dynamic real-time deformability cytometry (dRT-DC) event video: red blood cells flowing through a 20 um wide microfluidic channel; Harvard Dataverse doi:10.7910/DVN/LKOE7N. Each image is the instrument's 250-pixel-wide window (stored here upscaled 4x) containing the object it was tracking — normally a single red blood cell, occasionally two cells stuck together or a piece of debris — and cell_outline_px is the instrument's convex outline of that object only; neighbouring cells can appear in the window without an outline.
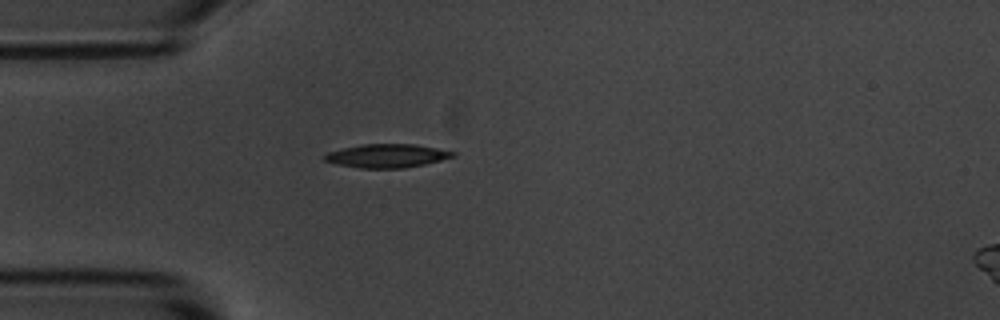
{"species": "common noctule bat (a hibernating species)", "species_latin": "Nyctalus noctula", "temperature_condition": "room temperature", "stored_images_in_passage": 5, "camera_frame_rate_fps": 3000, "um_per_image_px": 0.085, "animal": {"sex": "male", "body_mass_g": 20.1, "forearm_length_mm": 53.5}, "frame": {"image": 1, "passage_image": 5, "time_ms": 1.333, "image_size_px": [1000, 320], "cell_outline_px": [[456, 156], [424, 164], [404, 168], [360, 168], [336, 164], [324, 160], [324, 156], [328, 152], [344, 148], [364, 144], [416, 144], [456, 152]], "centroid_in_image_um": [32.9, 13.24], "position_along_channel_um": 52.1, "area_um2": 17.46}}